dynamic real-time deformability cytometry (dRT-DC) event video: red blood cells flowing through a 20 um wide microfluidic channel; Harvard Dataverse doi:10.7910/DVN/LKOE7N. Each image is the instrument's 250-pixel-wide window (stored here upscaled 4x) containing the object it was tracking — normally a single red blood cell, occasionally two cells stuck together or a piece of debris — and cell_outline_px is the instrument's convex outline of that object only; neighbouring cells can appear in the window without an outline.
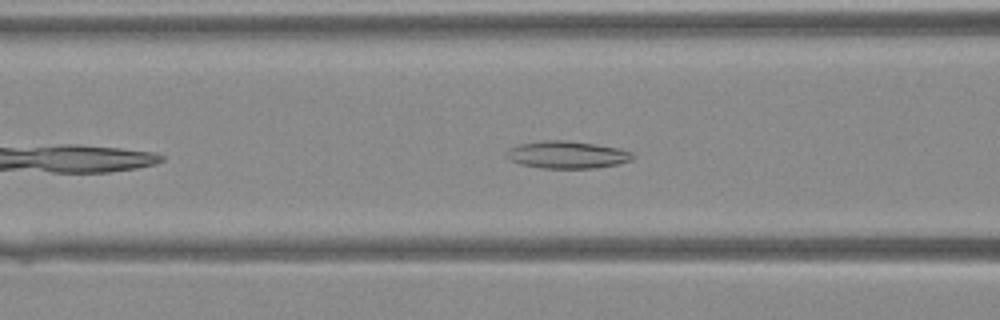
{"species": "Egyptian fruit bat (a non-hibernating species)", "species_latin": "Rousettus aegyptiacus", "temperature_condition": "warm", "stored_images_in_passage": 28, "camera_frame_rate_fps": 3000, "um_per_image_px": 0.085, "animal": {"sex": "female"}, "frame": {"image": 1, "passage_image": 8, "time_ms": 2.333, "image_size_px": [1000, 320], "cell_outline_px": [[636, 156], [632, 160], [620, 164], [596, 168], [540, 168], [520, 164], [504, 156], [504, 152], [508, 148], [520, 144], [540, 140], [568, 140], [596, 144], [620, 148], [632, 152]], "centroid_in_image_um": [48.21, 13.15], "position_along_channel_um": 118.4, "area_um2": 20.52}}
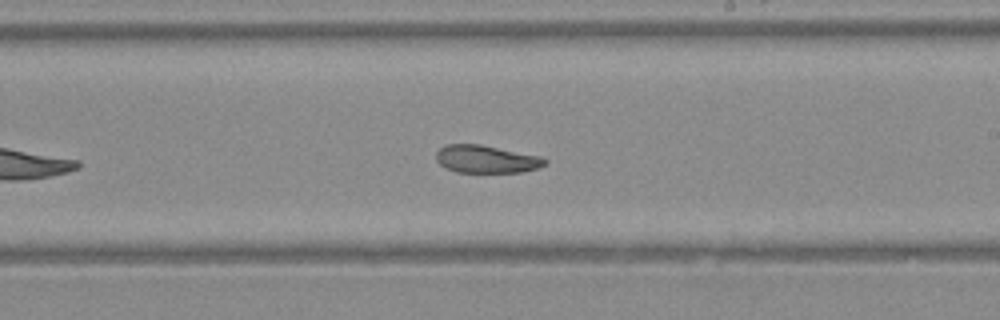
{"frame": {"image": 2, "passage_image": 16, "time_ms": 5.0, "image_size_px": [1000, 320], "cell_outline_px": [[548, 164], [536, 168], [520, 172], [456, 172], [444, 168], [436, 160], [436, 152], [440, 148], [448, 144], [480, 144], [540, 156], [548, 160]], "centroid_in_image_um": [41.32, 13.53], "position_along_channel_um": 247.7, "area_um2": 17.57}}
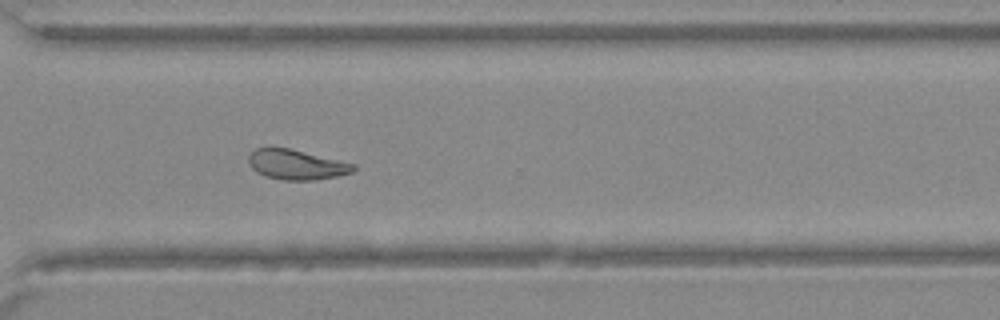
{"frame": {"image": 3, "passage_image": 22, "time_ms": 7.0, "image_size_px": [1000, 320], "cell_outline_px": [[356, 168], [352, 172], [336, 176], [316, 180], [284, 180], [264, 176], [256, 172], [252, 168], [248, 160], [248, 156], [256, 148], [288, 148], [356, 164]], "centroid_in_image_um": [25.19, 14.0], "position_along_channel_um": 345.4, "area_um2": 18.15}}